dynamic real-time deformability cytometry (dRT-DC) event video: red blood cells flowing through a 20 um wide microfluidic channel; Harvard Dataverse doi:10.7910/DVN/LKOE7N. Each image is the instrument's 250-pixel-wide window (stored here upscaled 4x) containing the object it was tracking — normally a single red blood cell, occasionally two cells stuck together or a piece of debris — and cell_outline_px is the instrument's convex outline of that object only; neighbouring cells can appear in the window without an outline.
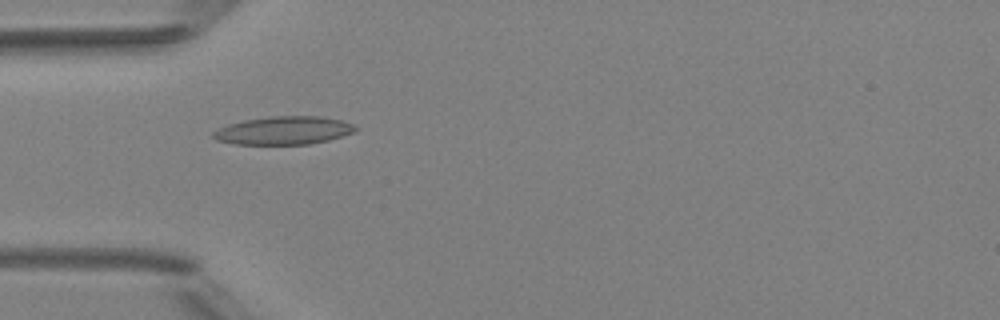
{"species": "Egyptian fruit bat (a non-hibernating species)", "species_latin": "Rousettus aegyptiacus", "temperature_condition": "room temperature", "stored_images_in_passage": 6, "camera_frame_rate_fps": 3000, "um_per_image_px": 0.085, "animal": {"sex": "female"}, "frame": {"image": 1, "passage_image": 5, "time_ms": 4.333, "image_size_px": [1000, 320], "cell_outline_px": [[356, 128], [352, 132], [328, 140], [308, 144], [236, 144], [216, 140], [212, 136], [212, 132], [228, 124], [244, 120], [272, 116], [320, 116], [340, 120], [352, 124]], "centroid_in_image_um": [24.06, 11.09], "position_along_channel_um": 60.9, "area_um2": 23.0}}
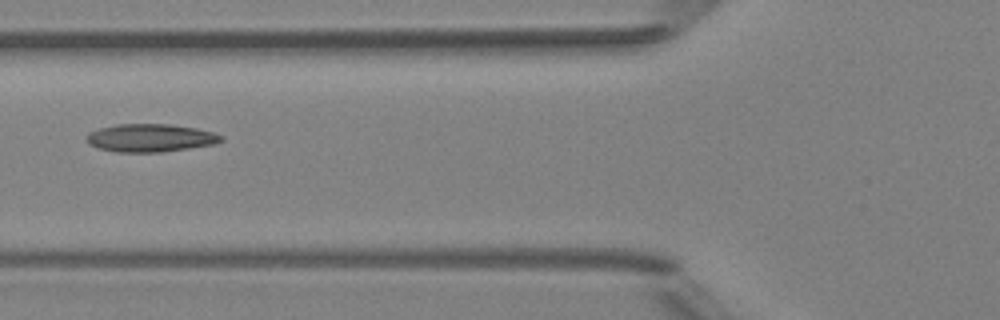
{"frame": {"image": 2, "passage_image": 6, "time_ms": 5.667, "image_size_px": [1000, 320], "cell_outline_px": [[224, 140], [212, 144], [188, 148], [160, 152], [116, 152], [100, 148], [88, 144], [84, 140], [84, 136], [88, 132], [100, 128], [116, 124], [168, 124], [196, 128], [212, 132], [224, 136]], "centroid_in_image_um": [12.72, 11.72], "position_along_channel_um": 113.1, "area_um2": 21.96}}